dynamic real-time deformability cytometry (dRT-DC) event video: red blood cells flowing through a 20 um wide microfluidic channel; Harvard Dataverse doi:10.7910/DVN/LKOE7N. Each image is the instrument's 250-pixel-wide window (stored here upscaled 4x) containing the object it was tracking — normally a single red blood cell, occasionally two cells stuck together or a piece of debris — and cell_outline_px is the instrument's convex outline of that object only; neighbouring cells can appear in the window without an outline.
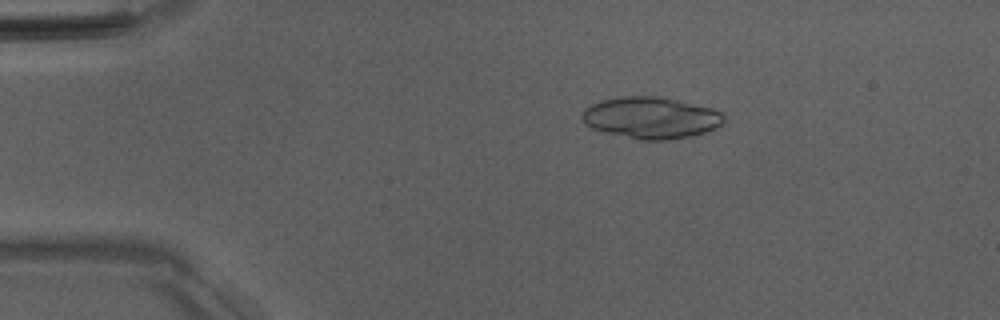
{"species": "Egyptian fruit bat (a non-hibernating species)", "species_latin": "Rousettus aegyptiacus", "temperature_condition": "room temperature", "stored_images_in_passage": 49, "camera_frame_rate_fps": 3000, "um_per_image_px": 0.085, "animal": {"sex": "male"}, "frame": {"image": 1, "passage_image": 8, "time_ms": 2.333, "image_size_px": [1000, 320], "cell_outline_px": [[724, 120], [716, 128], [704, 132], [688, 136], [668, 140], [640, 140], [604, 132], [592, 128], [584, 124], [580, 116], [584, 108], [600, 100], [620, 96], [656, 96], [676, 100], [712, 108], [720, 112], [724, 116]], "centroid_in_image_um": [55.27, 10.01], "position_along_channel_um": 29.7, "area_um2": 34.33}}